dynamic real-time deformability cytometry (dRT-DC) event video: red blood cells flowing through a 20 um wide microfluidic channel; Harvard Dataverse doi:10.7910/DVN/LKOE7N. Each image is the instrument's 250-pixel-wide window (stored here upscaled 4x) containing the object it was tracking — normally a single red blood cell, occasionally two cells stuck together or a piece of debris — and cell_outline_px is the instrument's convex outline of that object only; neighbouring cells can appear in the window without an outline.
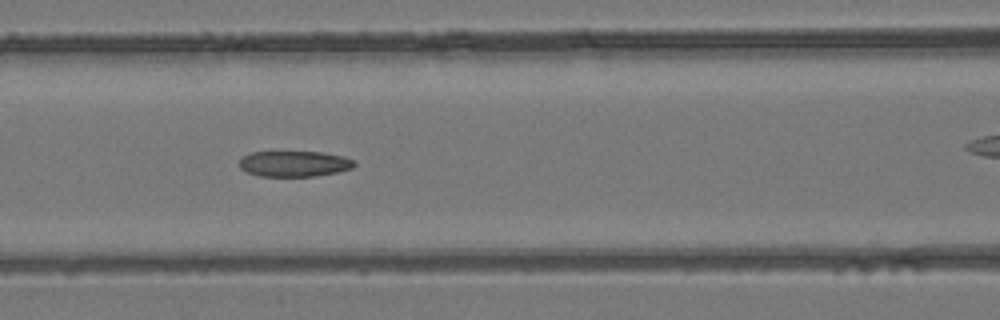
{"species": "common noctule bat (a hibernating species)", "species_latin": "Nyctalus noctula", "temperature_condition": "room temperature", "stored_images_in_passage": 38, "camera_frame_rate_fps": 3000, "um_per_image_px": 0.085, "animal": {"sex": "female", "body_mass_g": 24.6, "forearm_length_mm": 56.2}, "frame": {"image": 1, "passage_image": 9, "time_ms": 2.667, "image_size_px": [1000, 320], "cell_outline_px": [[356, 164], [352, 168], [336, 172], [312, 176], [260, 176], [244, 172], [240, 168], [240, 160], [244, 156], [252, 152], [320, 152], [344, 156], [356, 160]], "centroid_in_image_um": [25.02, 13.92], "position_along_channel_um": 141.6, "area_um2": 17.22}}
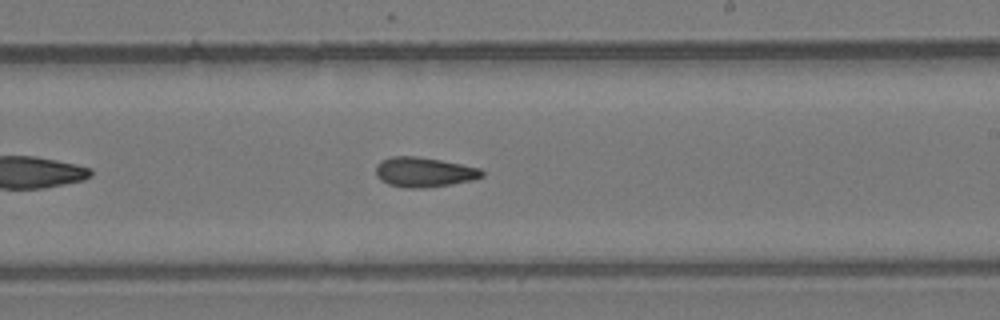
{"frame": {"image": 2, "passage_image": 17, "time_ms": 5.333, "image_size_px": [1000, 320], "cell_outline_px": [[484, 176], [472, 180], [452, 184], [424, 188], [404, 188], [388, 184], [380, 180], [376, 176], [376, 164], [380, 160], [392, 156], [416, 156], [440, 160], [480, 168], [484, 172]], "centroid_in_image_um": [36.01, 14.63], "position_along_channel_um": 253.0, "area_um2": 18.55}}
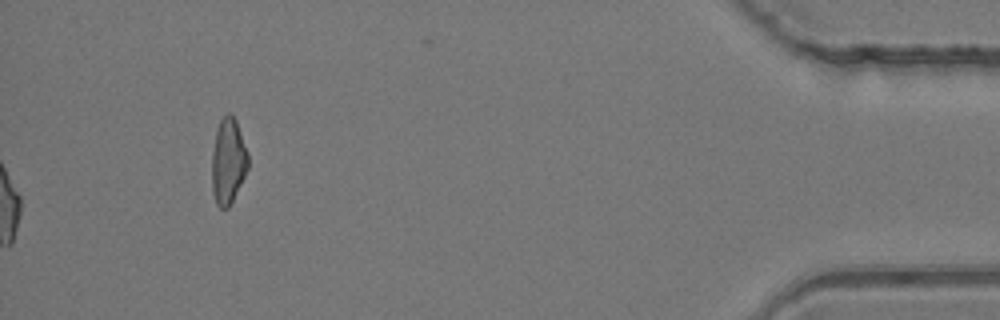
{"frame": {"image": 3, "passage_image": 38, "time_ms": 12.333, "image_size_px": [1000, 320], "cell_outline_px": [[248, 168], [228, 208], [220, 208], [216, 204], [212, 192], [212, 152], [216, 128], [220, 120], [228, 112], [232, 112], [236, 120], [248, 152]], "centroid_in_image_um": [19.38, 13.66], "position_along_channel_um": 415.8, "area_um2": 18.15}, "authors_computed_cell_mechanics": {"area_um2": 18.1492, "velocity_mm_per_s": 4.1707, "shape_relaxation_time_tau1_ms": null, "shape_relaxation_time_tau2_ms": 2.9059, "deformation_change_tau1": null, "deformation_change_tau2": 0.1034}}